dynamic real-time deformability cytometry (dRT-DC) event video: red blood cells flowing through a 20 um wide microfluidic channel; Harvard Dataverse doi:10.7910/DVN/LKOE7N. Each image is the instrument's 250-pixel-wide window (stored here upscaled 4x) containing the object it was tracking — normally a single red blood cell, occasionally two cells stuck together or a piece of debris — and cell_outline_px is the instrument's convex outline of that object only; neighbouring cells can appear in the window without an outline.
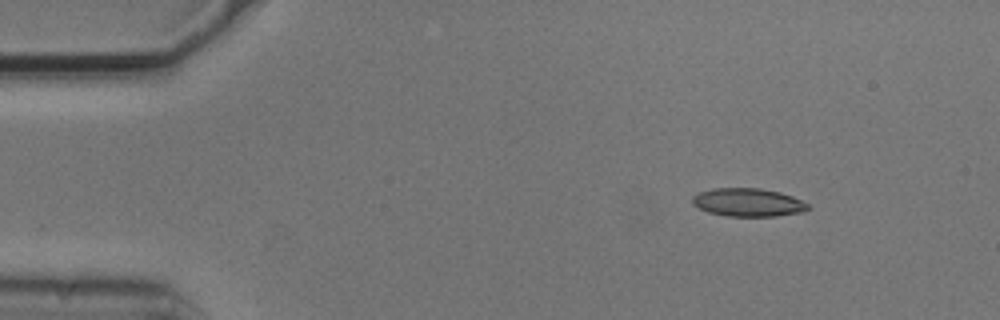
{"species": "common noctule bat (a hibernating species)", "species_latin": "Nyctalus noctula", "temperature_condition": "cold", "stored_images_in_passage": 4, "camera_frame_rate_fps": 3000, "um_per_image_px": 0.085, "animal": {"sex": "male", "body_mass_g": 20.5, "forearm_length_mm": 52.5}, "frame": {"image": 1, "passage_image": 1, "time_ms": 0.0, "image_size_px": [1000, 320], "cell_outline_px": [[808, 208], [804, 212], [776, 216], [728, 216], [708, 212], [692, 204], [692, 196], [700, 192], [712, 188], [760, 188], [780, 192], [792, 196], [808, 204]], "centroid_in_image_um": [63.57, 17.2], "position_along_channel_um": 21.4, "area_um2": 18.96}}
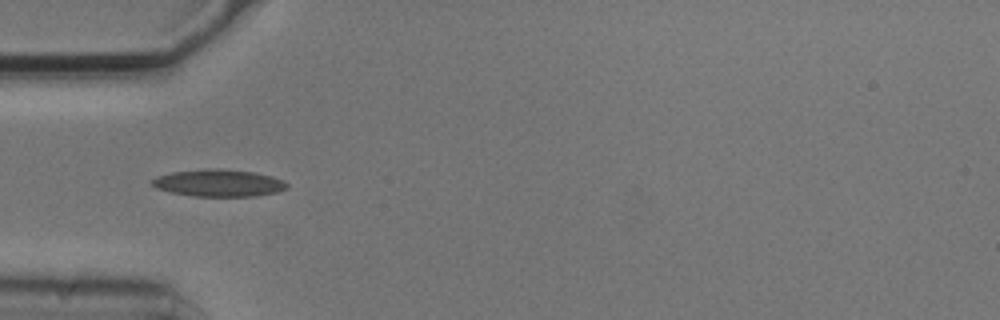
{"frame": {"image": 2, "passage_image": 4, "time_ms": 1.0, "image_size_px": [1000, 320], "cell_outline_px": [[288, 188], [276, 192], [256, 196], [192, 196], [172, 192], [156, 188], [152, 184], [152, 180], [156, 176], [172, 172], [208, 168], [216, 168], [252, 172], [272, 176], [284, 180], [288, 184]], "centroid_in_image_um": [18.6, 15.55], "position_along_channel_um": 66.4, "area_um2": 21.27}}